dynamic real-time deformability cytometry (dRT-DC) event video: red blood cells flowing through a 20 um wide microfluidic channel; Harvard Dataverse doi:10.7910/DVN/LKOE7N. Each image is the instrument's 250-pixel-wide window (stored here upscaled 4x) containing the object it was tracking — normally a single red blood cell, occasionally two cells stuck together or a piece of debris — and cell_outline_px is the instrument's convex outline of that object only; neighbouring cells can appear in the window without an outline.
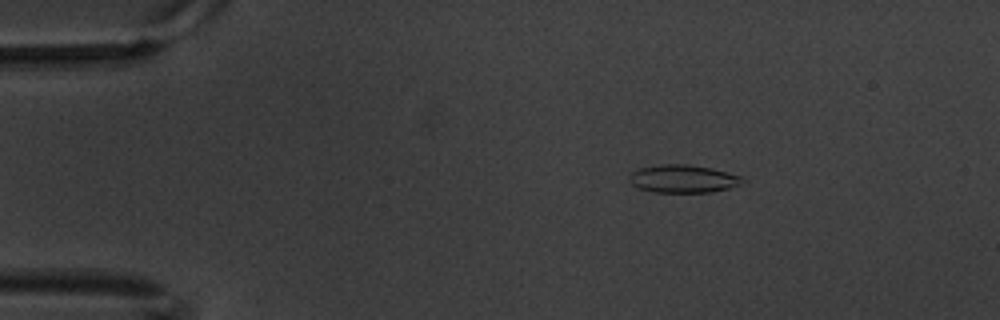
{"species": "common noctule bat (a hibernating species)", "species_latin": "Nyctalus noctula", "temperature_condition": "warm", "stored_images_in_passage": 5, "camera_frame_rate_fps": 3000, "um_per_image_px": 0.085, "animal": {"sex": "male", "body_mass_g": 20.1, "forearm_length_mm": 53.5}, "frame": {"image": 1, "passage_image": 3, "time_ms": 0.667, "image_size_px": [1000, 320], "cell_outline_px": [[748, 180], [740, 184], [728, 188], [708, 192], [656, 192], [640, 188], [632, 184], [628, 180], [628, 176], [632, 172], [640, 168], [660, 164], [688, 164], [712, 168], [740, 176]], "centroid_in_image_um": [58.06, 15.19], "position_along_channel_um": 26.9, "area_um2": 18.32}}